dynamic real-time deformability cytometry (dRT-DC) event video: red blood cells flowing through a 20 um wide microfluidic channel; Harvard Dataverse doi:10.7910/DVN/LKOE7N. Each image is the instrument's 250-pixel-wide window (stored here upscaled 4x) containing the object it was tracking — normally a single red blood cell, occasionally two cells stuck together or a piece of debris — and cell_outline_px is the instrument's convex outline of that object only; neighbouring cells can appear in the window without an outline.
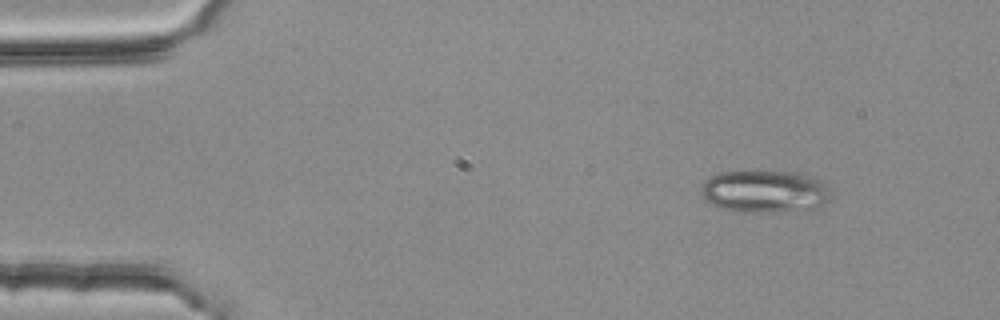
{"species": "common noctule bat (a hibernating species)", "species_latin": "Nyctalus noctula", "temperature_condition": "room temperature", "stored_images_in_passage": 5, "camera_frame_rate_fps": 3000, "um_per_image_px": 0.085, "animal": {"sex": "female", "body_mass_g": 25.1}, "frame": {"image": 1, "passage_image": 2, "time_ms": 0.333, "image_size_px": [1000, 320], "cell_outline_px": [[828, 200], [784, 208], [760, 212], [732, 212], [720, 208], [704, 200], [700, 192], [704, 180], [720, 172], [800, 172], [812, 176], [828, 184]], "centroid_in_image_um": [64.81, 16.21], "position_along_channel_um": 20.2, "area_um2": 30.58}}